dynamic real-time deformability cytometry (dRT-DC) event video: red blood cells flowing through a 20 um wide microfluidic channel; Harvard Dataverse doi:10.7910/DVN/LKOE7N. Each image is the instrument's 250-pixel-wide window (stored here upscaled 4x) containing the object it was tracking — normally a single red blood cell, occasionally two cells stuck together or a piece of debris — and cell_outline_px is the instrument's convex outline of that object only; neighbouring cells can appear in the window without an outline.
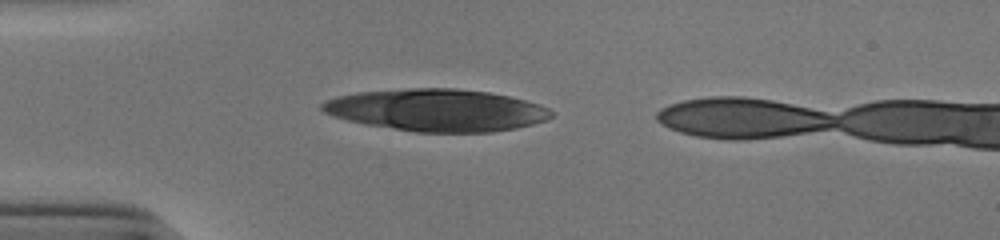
{"species": "human", "species_latin": "Homo sapiens", "temperature_condition": "cold", "stored_images_in_passage": 35, "camera_frame_rate_fps": 3000, "um_per_image_px": 0.085, "donor": {"sex": "male"}, "frame": {"image": 1, "passage_image": 1, "time_ms": 0.0, "image_size_px": [1000, 240], "cell_outline_px": [[552, 116], [548, 120], [516, 128], [492, 132], [416, 132], [364, 124], [332, 116], [324, 112], [320, 108], [320, 104], [324, 100], [336, 96], [360, 92], [408, 88], [456, 88], [488, 92], [508, 96], [540, 104], [548, 108], [552, 112]], "centroid_in_image_um": [37.1, 9.36], "position_along_channel_um": 47.9, "area_um2": 56.41}}